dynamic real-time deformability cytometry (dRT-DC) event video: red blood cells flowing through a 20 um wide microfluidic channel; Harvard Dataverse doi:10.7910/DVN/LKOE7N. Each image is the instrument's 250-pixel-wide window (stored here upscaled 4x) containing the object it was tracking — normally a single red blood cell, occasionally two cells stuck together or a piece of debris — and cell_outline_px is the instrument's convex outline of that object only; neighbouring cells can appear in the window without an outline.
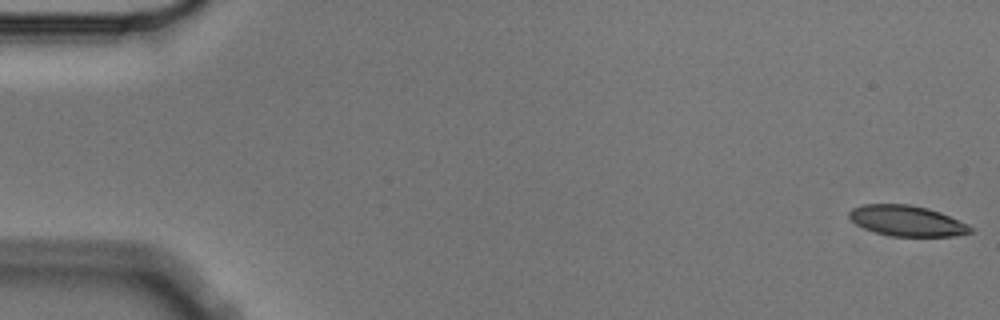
{"species": "Egyptian fruit bat (a non-hibernating species)", "species_latin": "Rousettus aegyptiacus", "temperature_condition": "cold", "stored_images_in_passage": 4, "camera_frame_rate_fps": 3000, "um_per_image_px": 0.085, "animal": {"sex": "male"}, "frame": {"image": 1, "passage_image": 1, "time_ms": 0.0, "image_size_px": [1000, 320], "cell_outline_px": [[972, 232], [956, 236], [892, 236], [876, 232], [864, 228], [856, 224], [848, 216], [848, 212], [852, 208], [860, 204], [908, 204], [928, 208], [940, 212], [968, 224], [972, 228]], "centroid_in_image_um": [77.07, 18.76], "position_along_channel_um": 7.9, "area_um2": 21.62}}
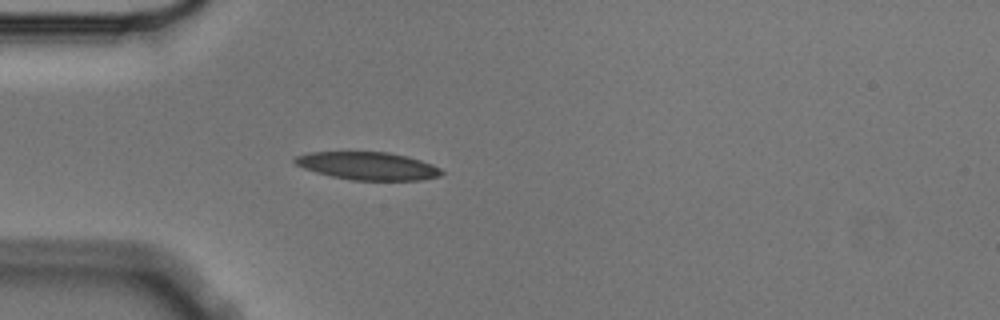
{"frame": {"image": 2, "passage_image": 4, "time_ms": 1.0, "image_size_px": [1000, 320], "cell_outline_px": [[444, 172], [440, 176], [420, 180], [352, 180], [332, 176], [316, 172], [304, 168], [296, 164], [292, 160], [296, 156], [308, 152], [388, 152], [408, 156], [432, 164], [440, 168]], "centroid_in_image_um": [31.28, 14.1], "position_along_channel_um": 53.7, "area_um2": 23.76}}